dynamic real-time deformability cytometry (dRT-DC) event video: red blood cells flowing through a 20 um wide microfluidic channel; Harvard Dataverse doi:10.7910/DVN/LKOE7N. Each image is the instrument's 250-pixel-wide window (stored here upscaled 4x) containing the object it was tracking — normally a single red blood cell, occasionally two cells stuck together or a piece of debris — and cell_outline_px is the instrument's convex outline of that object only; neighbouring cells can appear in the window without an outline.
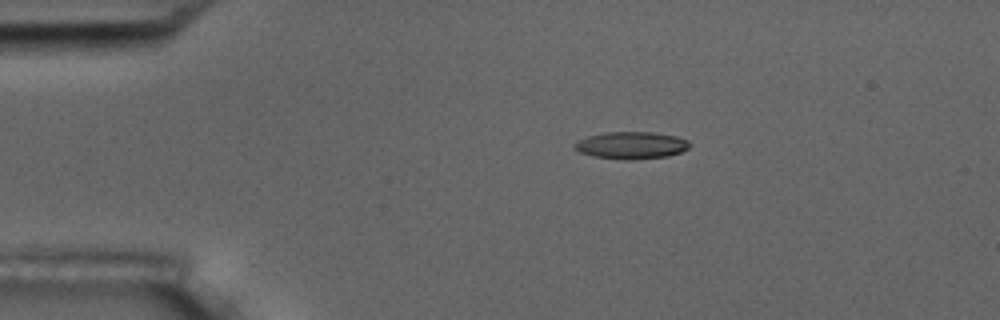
{"species": "common noctule bat (a hibernating species)", "species_latin": "Nyctalus noctula", "temperature_condition": "room temperature", "stored_images_in_passage": 3, "camera_frame_rate_fps": 3000, "um_per_image_px": 0.085, "animal": {"sex": "male", "body_mass_g": 17.5, "forearm_length_mm": 52.3}, "frame": {"image": 1, "passage_image": 3, "time_ms": 2.333, "image_size_px": [1000, 320], "cell_outline_px": [[692, 144], [688, 148], [680, 152], [668, 156], [592, 156], [580, 152], [572, 148], [572, 144], [576, 140], [588, 136], [604, 132], [652, 132], [676, 136], [688, 140]], "centroid_in_image_um": [53.63, 12.28], "position_along_channel_um": 31.4, "area_um2": 17.28}}